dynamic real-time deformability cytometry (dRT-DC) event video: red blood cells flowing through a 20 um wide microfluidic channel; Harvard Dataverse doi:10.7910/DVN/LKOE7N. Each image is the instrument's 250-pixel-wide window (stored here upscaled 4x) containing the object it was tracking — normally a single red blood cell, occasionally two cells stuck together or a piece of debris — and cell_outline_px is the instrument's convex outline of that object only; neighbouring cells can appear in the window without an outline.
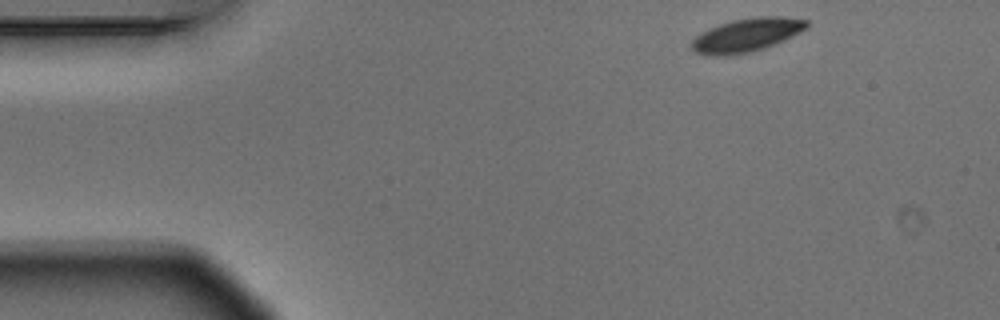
{"species": "Egyptian fruit bat (a non-hibernating species)", "species_latin": "Rousettus aegyptiacus", "temperature_condition": "warm", "stored_images_in_passage": 3, "camera_frame_rate_fps": 3000, "um_per_image_px": 0.085, "animal": {"sex": "male"}, "frame": {"image": 1, "passage_image": 1, "time_ms": 0.0, "image_size_px": [1000, 320], "cell_outline_px": [[808, 28], [784, 40], [764, 48], [748, 52], [724, 56], [712, 56], [696, 52], [688, 48], [692, 40], [700, 32], [708, 28], [732, 20], [756, 16], [780, 16], [808, 20]], "centroid_in_image_um": [63.43, 2.97], "position_along_channel_um": 21.6, "area_um2": 22.6}}